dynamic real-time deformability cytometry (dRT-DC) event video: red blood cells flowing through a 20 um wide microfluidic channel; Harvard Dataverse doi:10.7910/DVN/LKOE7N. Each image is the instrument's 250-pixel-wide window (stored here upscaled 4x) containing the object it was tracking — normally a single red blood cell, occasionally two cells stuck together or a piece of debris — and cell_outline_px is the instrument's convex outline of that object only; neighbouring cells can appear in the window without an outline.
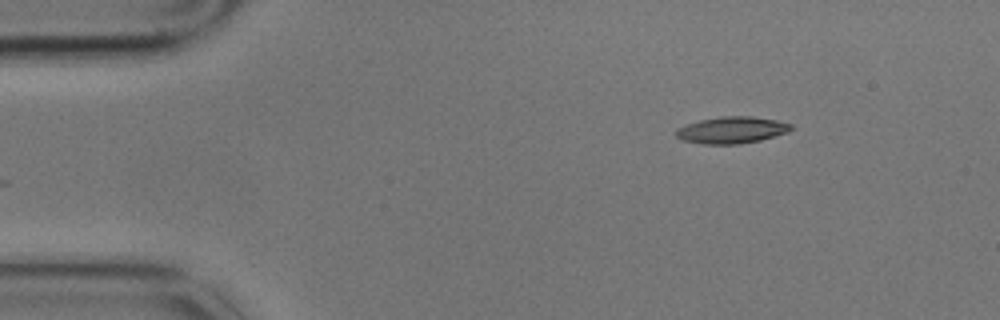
{"species": "common noctule bat (a hibernating species)", "species_latin": "Nyctalus noctula", "temperature_condition": "cold", "stored_images_in_passage": 2, "camera_frame_rate_fps": 3000, "um_per_image_px": 0.085, "animal": {"sex": "male", "body_mass_g": 17.9}, "frame": {"image": 1, "passage_image": 2, "time_ms": 0.333, "image_size_px": [1000, 320], "cell_outline_px": [[796, 128], [788, 132], [760, 140], [736, 144], [704, 144], [684, 140], [676, 136], [676, 128], [700, 120], [720, 116], [752, 116], [776, 120], [792, 124]], "centroid_in_image_um": [62.24, 11.04], "position_along_channel_um": 22.8, "area_um2": 17.86}}